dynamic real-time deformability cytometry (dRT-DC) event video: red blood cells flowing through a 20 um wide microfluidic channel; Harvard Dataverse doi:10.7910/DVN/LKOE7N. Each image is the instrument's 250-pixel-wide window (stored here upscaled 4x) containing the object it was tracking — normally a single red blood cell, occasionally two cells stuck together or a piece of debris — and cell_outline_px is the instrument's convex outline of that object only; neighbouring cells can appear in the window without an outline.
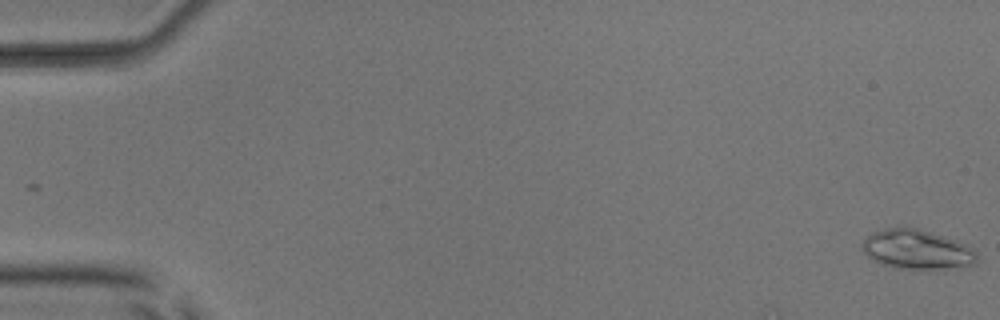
{"species": "common noctule bat (a hibernating species)", "species_latin": "Nyctalus noctula", "temperature_condition": "room temperature", "stored_images_in_passage": 17, "camera_frame_rate_fps": 3000, "um_per_image_px": 0.085, "animal": {"sex": "male", "body_mass_g": 17.9, "forearm_length_mm": 54.2}, "frame": {"image": 1, "passage_image": 1, "time_ms": 0.0, "image_size_px": [1000, 320], "cell_outline_px": [[976, 264], [936, 272], [892, 268], [872, 260], [860, 248], [860, 244], [872, 232], [884, 228], [904, 224], [920, 228], [956, 240], [972, 248], [976, 252]], "centroid_in_image_um": [77.92, 21.22], "position_along_channel_um": 7.1, "area_um2": 27.8}}